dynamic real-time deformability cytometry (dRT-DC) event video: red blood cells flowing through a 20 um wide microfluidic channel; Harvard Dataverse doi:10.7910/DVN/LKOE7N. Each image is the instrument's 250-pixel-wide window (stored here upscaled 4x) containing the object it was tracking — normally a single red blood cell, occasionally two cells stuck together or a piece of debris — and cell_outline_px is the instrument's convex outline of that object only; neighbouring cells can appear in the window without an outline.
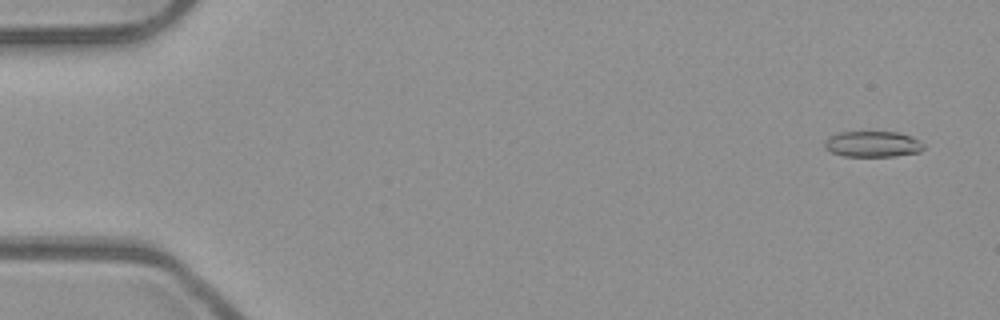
{"species": "common noctule bat (a hibernating species)", "species_latin": "Nyctalus noctula", "temperature_condition": "room temperature", "stored_images_in_passage": 53, "camera_frame_rate_fps": 3000, "um_per_image_px": 0.085, "animal": {"sex": "male", "body_mass_g": 23.1, "forearm_length_mm": 52.7}, "frame": {"image": 1, "passage_image": 3, "time_ms": 0.667, "image_size_px": [1000, 320], "cell_outline_px": [[924, 148], [920, 152], [896, 156], [844, 156], [832, 152], [824, 148], [824, 140], [828, 136], [836, 132], [900, 132], [912, 136], [920, 140], [924, 144]], "centroid_in_image_um": [74.18, 12.24], "position_along_channel_um": 10.8, "area_um2": 15.2}}
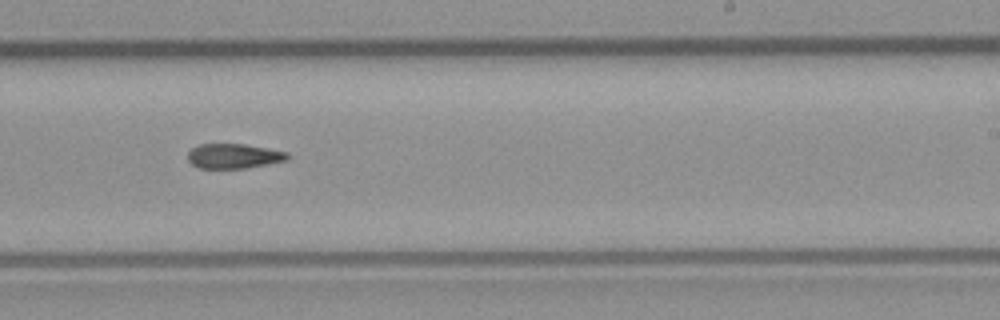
{"frame": {"image": 2, "passage_image": 33, "time_ms": 10.667, "image_size_px": [1000, 320], "cell_outline_px": [[288, 160], [244, 168], [200, 168], [192, 164], [188, 160], [188, 152], [192, 148], [200, 144], [244, 144], [288, 152]], "centroid_in_image_um": [19.85, 13.26], "position_along_channel_um": 269.1, "area_um2": 14.22}}
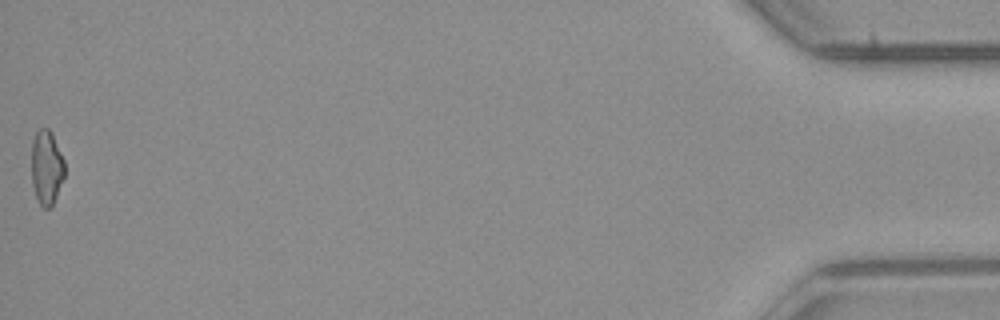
{"frame": {"image": 3, "passage_image": 53, "time_ms": 17.333, "image_size_px": [1000, 320], "cell_outline_px": [[64, 176], [56, 196], [52, 204], [48, 208], [44, 208], [40, 204], [36, 196], [32, 184], [32, 140], [36, 132], [40, 128], [48, 128], [52, 132], [64, 160]], "centroid_in_image_um": [3.95, 14.19], "position_along_channel_um": 431.2, "area_um2": 14.22}}